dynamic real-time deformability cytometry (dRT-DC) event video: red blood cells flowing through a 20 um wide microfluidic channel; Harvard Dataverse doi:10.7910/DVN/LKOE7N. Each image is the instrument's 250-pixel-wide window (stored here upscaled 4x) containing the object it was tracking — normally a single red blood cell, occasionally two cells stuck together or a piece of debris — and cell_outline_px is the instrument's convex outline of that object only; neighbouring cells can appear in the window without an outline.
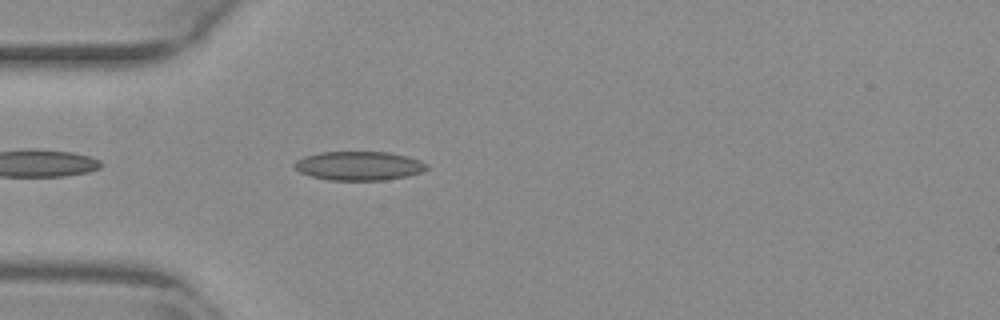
{"species": "common noctule bat (a hibernating species)", "species_latin": "Nyctalus noctula", "temperature_condition": "warm", "stored_images_in_passage": 34, "camera_frame_rate_fps": 3000, "um_per_image_px": 0.085, "animal": {"sex": "female", "body_mass_g": 29.2, "forearm_length_mm": 56.3}, "frame": {"image": 1, "passage_image": 3, "time_ms": 0.667, "image_size_px": [1000, 320], "cell_outline_px": [[428, 168], [420, 172], [404, 176], [384, 180], [328, 180], [312, 176], [300, 172], [292, 164], [296, 160], [304, 156], [320, 152], [388, 152], [420, 160], [428, 164]], "centroid_in_image_um": [30.47, 14.09], "position_along_channel_um": 54.5, "area_um2": 22.14}}
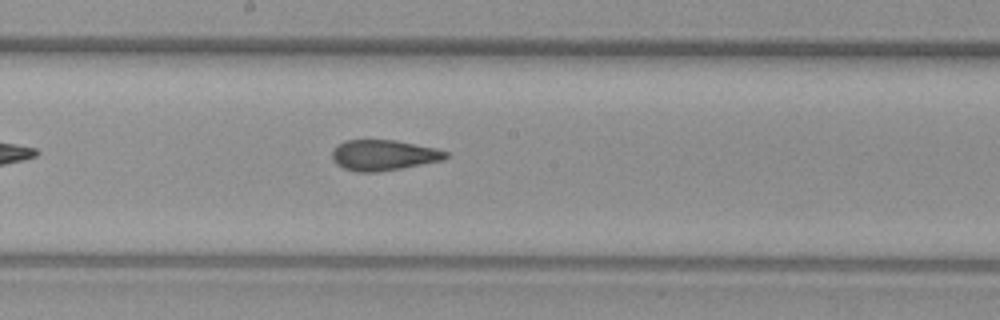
{"frame": {"image": 2, "passage_image": 16, "time_ms": 5.0, "image_size_px": [1000, 320], "cell_outline_px": [[448, 156], [444, 160], [400, 168], [376, 172], [356, 172], [344, 168], [336, 164], [332, 160], [332, 152], [344, 140], [396, 140], [436, 148], [448, 152]], "centroid_in_image_um": [32.61, 13.19], "position_along_channel_um": 215.6, "area_um2": 20.17}}
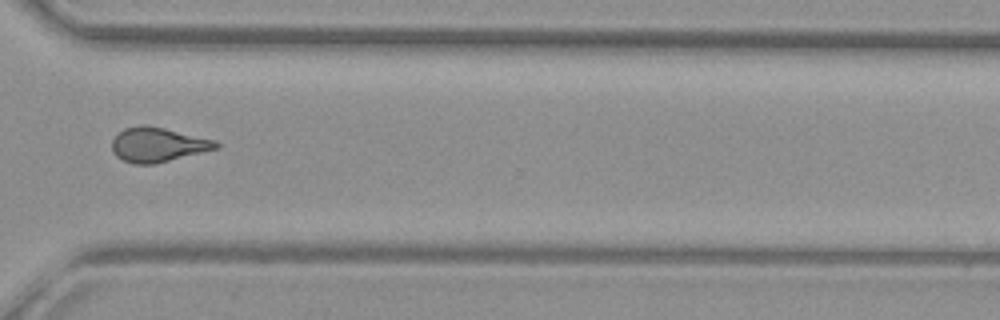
{"frame": {"image": 3, "passage_image": 27, "time_ms": 8.667, "image_size_px": [1000, 320], "cell_outline_px": [[220, 148], [156, 164], [132, 164], [116, 156], [112, 152], [112, 140], [116, 132], [124, 128], [140, 124], [144, 124], [164, 128], [216, 140], [220, 144]], "centroid_in_image_um": [13.4, 12.29], "position_along_channel_um": 357.2, "area_um2": 21.27}, "authors_computed_cell_mechanics": {"area_um2": 20.8369, "velocity_mm_per_s": 3.8624, "shape_relaxation_time_tau1_ms": null, "shape_relaxation_time_tau2_ms": 1.6375, "deformation_change_tau1": null, "deformation_change_tau2": 0.0931}}